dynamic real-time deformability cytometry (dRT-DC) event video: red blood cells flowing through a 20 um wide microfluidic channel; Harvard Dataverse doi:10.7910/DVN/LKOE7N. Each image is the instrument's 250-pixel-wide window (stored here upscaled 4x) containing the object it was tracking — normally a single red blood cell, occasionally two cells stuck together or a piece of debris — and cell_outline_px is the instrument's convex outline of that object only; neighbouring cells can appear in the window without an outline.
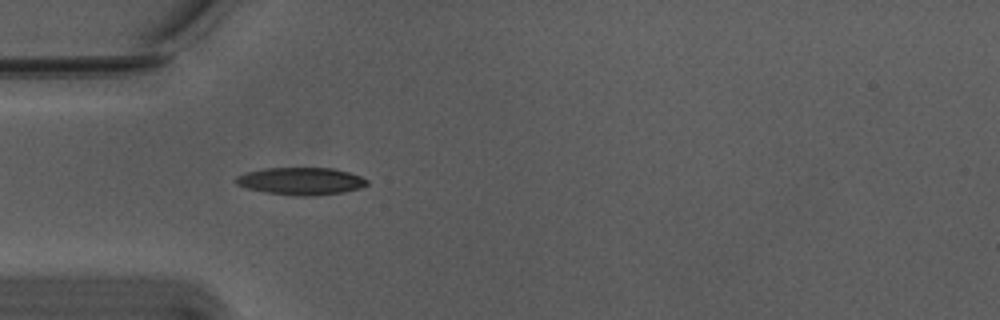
{"species": "Egyptian fruit bat (a non-hibernating species)", "species_latin": "Rousettus aegyptiacus", "temperature_condition": "warm", "stored_images_in_passage": 39, "camera_frame_rate_fps": 3000, "um_per_image_px": 0.085, "animal": {"sex": "male"}, "frame": {"image": 1, "passage_image": 1, "time_ms": 0.0, "image_size_px": [1000, 320], "cell_outline_px": [[368, 184], [360, 188], [344, 192], [316, 196], [300, 196], [264, 192], [248, 188], [236, 184], [236, 176], [244, 172], [264, 168], [332, 168], [348, 172], [360, 176], [368, 180]], "centroid_in_image_um": [25.58, 15.39], "position_along_channel_um": 59.4, "area_um2": 20.98}}
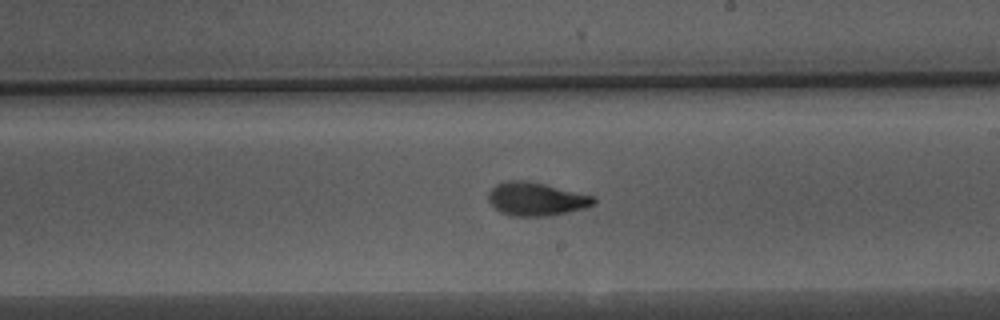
{"frame": {"image": 2, "passage_image": 16, "time_ms": 5.0, "image_size_px": [1000, 320], "cell_outline_px": [[596, 204], [584, 208], [548, 216], [512, 216], [500, 212], [488, 200], [488, 192], [496, 184], [508, 180], [524, 180], [544, 184], [596, 196]], "centroid_in_image_um": [45.59, 16.91], "position_along_channel_um": 243.4, "area_um2": 20.46}}
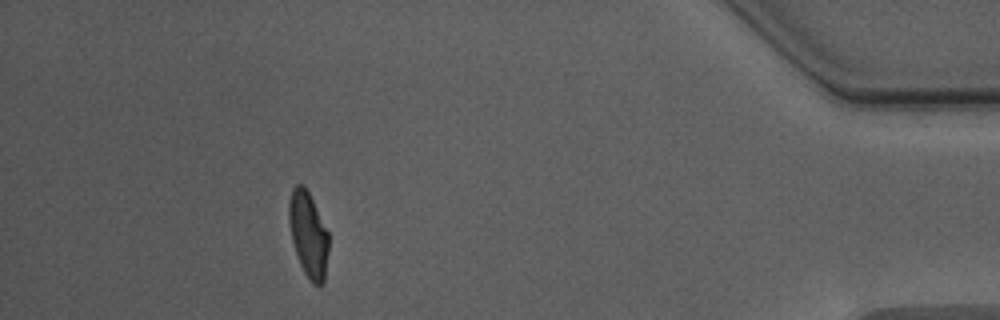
{"frame": {"image": 3, "passage_image": 34, "time_ms": 11.0, "image_size_px": [1000, 320], "cell_outline_px": [[328, 252], [324, 280], [320, 284], [312, 284], [304, 272], [300, 264], [292, 240], [288, 220], [288, 204], [292, 188], [296, 184], [300, 184], [308, 192], [328, 232]], "centroid_in_image_um": [26.19, 19.93], "position_along_channel_um": 409.0, "area_um2": 19.42}, "authors_computed_cell_mechanics": {"area_um2": 19.8254, "velocity_mm_per_s": 3.7335, "shape_relaxation_time_tau1_ms": 4.2203, "shape_relaxation_time_tau2_ms": 1.5688, "deformation_change_tau1": 0.1976, "deformation_change_tau2": 0.0811}}